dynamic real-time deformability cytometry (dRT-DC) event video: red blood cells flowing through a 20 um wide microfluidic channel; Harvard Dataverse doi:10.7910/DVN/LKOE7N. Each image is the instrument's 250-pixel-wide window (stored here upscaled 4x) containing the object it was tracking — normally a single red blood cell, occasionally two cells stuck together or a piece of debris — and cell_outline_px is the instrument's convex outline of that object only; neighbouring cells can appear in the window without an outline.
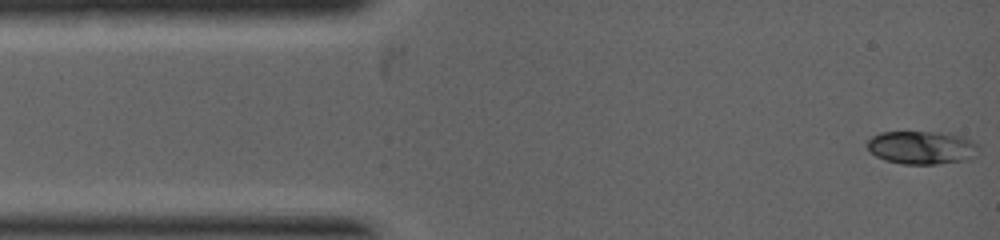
{"species": "common noctule bat (a hibernating species)", "species_latin": "Nyctalus noctula", "temperature_condition": "warm", "stored_images_in_passage": 8, "camera_frame_rate_fps": 5000, "um_per_image_px": 0.085, "animal": {"sex": "female", "body_mass_g": 19.0, "forearm_length_mm": 53.3}, "frame": {"image": 1, "passage_image": 1, "time_ms": 0.0, "image_size_px": [1000, 240], "cell_outline_px": [[980, 148], [960, 160], [932, 164], [904, 164], [884, 160], [876, 156], [868, 148], [868, 140], [872, 136], [880, 132], [948, 132], [972, 140], [980, 144]], "centroid_in_image_um": [78.29, 12.51], "position_along_channel_um": 6.7, "area_um2": 21.15}}
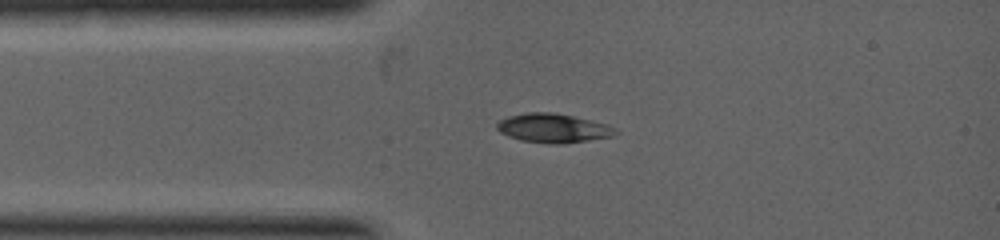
{"frame": {"image": 2, "passage_image": 7, "time_ms": 1.4, "image_size_px": [1000, 240], "cell_outline_px": [[616, 132], [612, 136], [588, 140], [560, 144], [548, 144], [520, 140], [508, 136], [500, 132], [496, 128], [496, 124], [500, 120], [508, 116], [528, 112], [552, 112], [572, 116], [604, 124], [612, 128]], "centroid_in_image_um": [46.92, 10.89], "position_along_channel_um": 38.1, "area_um2": 19.71}}